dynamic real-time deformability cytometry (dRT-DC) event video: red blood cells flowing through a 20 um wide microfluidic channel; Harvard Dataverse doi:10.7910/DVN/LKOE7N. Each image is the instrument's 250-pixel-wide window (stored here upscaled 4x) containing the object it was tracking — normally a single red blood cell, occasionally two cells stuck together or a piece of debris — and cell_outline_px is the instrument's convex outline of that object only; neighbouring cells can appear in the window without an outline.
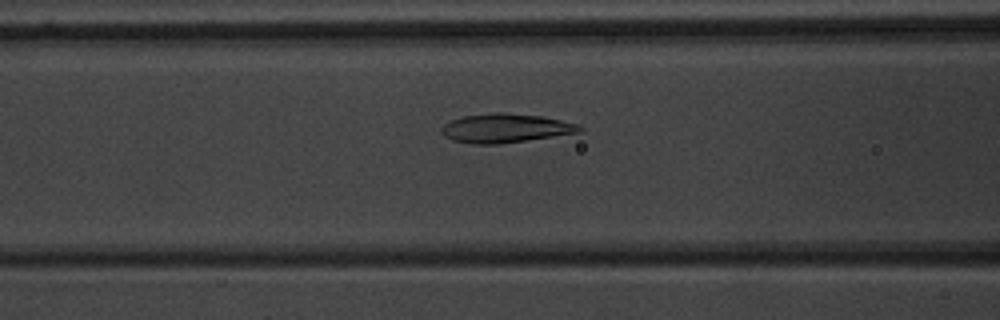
{"species": "common noctule bat (a hibernating species)", "species_latin": "Nyctalus noctula", "temperature_condition": "warm", "stored_images_in_passage": 50, "camera_frame_rate_fps": 3000, "um_per_image_px": 0.085, "animal": {"sex": "male", "body_mass_g": 20.1, "forearm_length_mm": 53.5}, "frame": {"image": 1, "passage_image": 18, "time_ms": 5.667, "image_size_px": [1000, 320], "cell_outline_px": [[584, 132], [496, 144], [476, 144], [452, 140], [444, 136], [440, 132], [440, 128], [444, 124], [452, 120], [464, 116], [496, 112], [500, 112], [544, 116], [580, 124], [584, 128]], "centroid_in_image_um": [43.01, 10.89], "position_along_channel_um": 123.6, "area_um2": 23.41}}
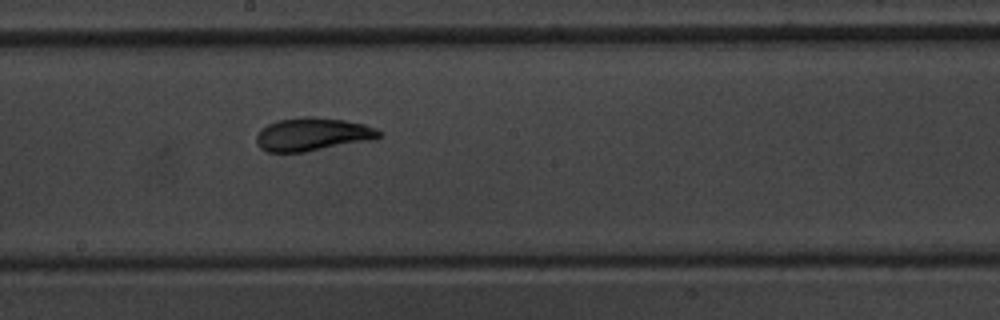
{"frame": {"image": 2, "passage_image": 26, "time_ms": 8.333, "image_size_px": [1000, 320], "cell_outline_px": [[380, 136], [372, 140], [304, 152], [268, 152], [260, 148], [256, 144], [256, 136], [268, 124], [276, 120], [300, 116], [316, 116], [344, 120], [364, 124], [376, 128], [380, 132]], "centroid_in_image_um": [26.55, 11.41], "position_along_channel_um": 221.7, "area_um2": 23.76}}
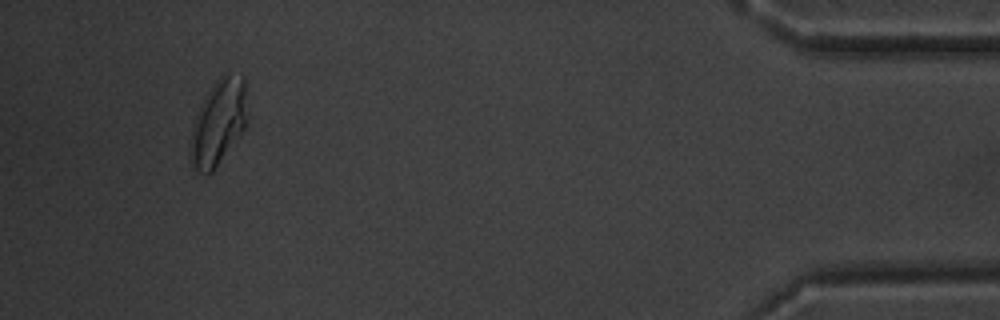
{"frame": {"image": 3, "passage_image": 47, "time_ms": 15.333, "image_size_px": [1000, 320], "cell_outline_px": [[248, 124], [240, 136], [212, 172], [200, 172], [188, 160], [188, 152], [192, 128], [196, 116], [212, 84], [224, 72], [244, 76], [248, 120]], "centroid_in_image_um": [18.58, 10.4], "position_along_channel_um": 416.6, "area_um2": 28.55}, "authors_computed_cell_mechanics": {"area_um2": 23.4957, "velocity_mm_per_s": 3.676, "shape_relaxation_time_tau1_ms": 4.2804, "shape_relaxation_time_tau2_ms": 1.6924, "deformation_change_tau1": 0.1423, "deformation_change_tau2": 0.0533}}